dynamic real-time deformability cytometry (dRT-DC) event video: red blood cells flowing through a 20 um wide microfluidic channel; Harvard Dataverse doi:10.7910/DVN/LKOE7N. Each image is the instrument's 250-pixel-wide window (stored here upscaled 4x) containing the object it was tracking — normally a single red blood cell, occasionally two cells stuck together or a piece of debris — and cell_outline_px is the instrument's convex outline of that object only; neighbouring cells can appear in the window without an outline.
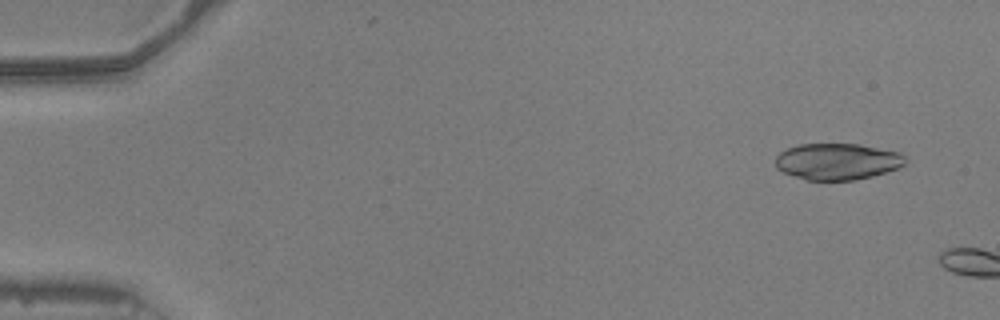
{"species": "common noctule bat (a hibernating species)", "species_latin": "Nyctalus noctula", "temperature_condition": "warm", "stored_images_in_passage": 6, "camera_frame_rate_fps": 3000, "um_per_image_px": 0.085, "animal": {"sex": "male", "body_mass_g": 20.5, "forearm_length_mm": 52.5}, "frame": {"image": 1, "passage_image": 3, "time_ms": 0.667, "image_size_px": [1000, 320], "cell_outline_px": [[908, 160], [900, 168], [872, 176], [856, 180], [804, 180], [784, 172], [776, 168], [776, 156], [780, 152], [788, 148], [800, 144], [860, 144], [900, 152]], "centroid_in_image_um": [71.2, 13.73], "position_along_channel_um": 13.8, "area_um2": 27.74}}